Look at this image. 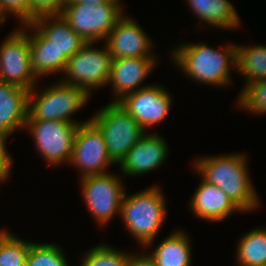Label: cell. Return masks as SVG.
<instances>
[{
	"instance_id": "1",
	"label": "cell",
	"mask_w": 266,
	"mask_h": 266,
	"mask_svg": "<svg viewBox=\"0 0 266 266\" xmlns=\"http://www.w3.org/2000/svg\"><path fill=\"white\" fill-rule=\"evenodd\" d=\"M246 159V154L235 153L204 157L194 163L202 179L221 188L242 212L252 211L259 206Z\"/></svg>"
},
{
	"instance_id": "2",
	"label": "cell",
	"mask_w": 266,
	"mask_h": 266,
	"mask_svg": "<svg viewBox=\"0 0 266 266\" xmlns=\"http://www.w3.org/2000/svg\"><path fill=\"white\" fill-rule=\"evenodd\" d=\"M236 46L227 44L219 51L206 43H186L175 47L172 57L190 79L225 87L231 81L230 66L236 69Z\"/></svg>"
},
{
	"instance_id": "3",
	"label": "cell",
	"mask_w": 266,
	"mask_h": 266,
	"mask_svg": "<svg viewBox=\"0 0 266 266\" xmlns=\"http://www.w3.org/2000/svg\"><path fill=\"white\" fill-rule=\"evenodd\" d=\"M166 200L162 190L152 186L127 196H123L120 217L126 229L144 246L152 245L166 215Z\"/></svg>"
},
{
	"instance_id": "4",
	"label": "cell",
	"mask_w": 266,
	"mask_h": 266,
	"mask_svg": "<svg viewBox=\"0 0 266 266\" xmlns=\"http://www.w3.org/2000/svg\"><path fill=\"white\" fill-rule=\"evenodd\" d=\"M34 90L35 87L29 92L27 120H59L82 124L74 121L71 115L89 100L90 95L84 89L60 80L57 84L44 88L40 94Z\"/></svg>"
},
{
	"instance_id": "5",
	"label": "cell",
	"mask_w": 266,
	"mask_h": 266,
	"mask_svg": "<svg viewBox=\"0 0 266 266\" xmlns=\"http://www.w3.org/2000/svg\"><path fill=\"white\" fill-rule=\"evenodd\" d=\"M90 120L102 132L109 157L116 164L122 161L127 152L146 133L118 102L104 106Z\"/></svg>"
},
{
	"instance_id": "6",
	"label": "cell",
	"mask_w": 266,
	"mask_h": 266,
	"mask_svg": "<svg viewBox=\"0 0 266 266\" xmlns=\"http://www.w3.org/2000/svg\"><path fill=\"white\" fill-rule=\"evenodd\" d=\"M59 14L87 43L106 39L123 16L120 3L65 4Z\"/></svg>"
},
{
	"instance_id": "7",
	"label": "cell",
	"mask_w": 266,
	"mask_h": 266,
	"mask_svg": "<svg viewBox=\"0 0 266 266\" xmlns=\"http://www.w3.org/2000/svg\"><path fill=\"white\" fill-rule=\"evenodd\" d=\"M94 43H87L81 50L68 58L61 79L66 84H71L84 89L89 95L93 88L108 84L113 57L107 45L104 49L92 47ZM100 49V50H99Z\"/></svg>"
},
{
	"instance_id": "8",
	"label": "cell",
	"mask_w": 266,
	"mask_h": 266,
	"mask_svg": "<svg viewBox=\"0 0 266 266\" xmlns=\"http://www.w3.org/2000/svg\"><path fill=\"white\" fill-rule=\"evenodd\" d=\"M78 126L59 120H27L24 129L35 139L40 156L48 164L56 166L66 162L69 164Z\"/></svg>"
},
{
	"instance_id": "9",
	"label": "cell",
	"mask_w": 266,
	"mask_h": 266,
	"mask_svg": "<svg viewBox=\"0 0 266 266\" xmlns=\"http://www.w3.org/2000/svg\"><path fill=\"white\" fill-rule=\"evenodd\" d=\"M81 185L87 210L100 226L110 221L113 215L120 214L125 192L117 175L105 173L86 176L81 178Z\"/></svg>"
},
{
	"instance_id": "10",
	"label": "cell",
	"mask_w": 266,
	"mask_h": 266,
	"mask_svg": "<svg viewBox=\"0 0 266 266\" xmlns=\"http://www.w3.org/2000/svg\"><path fill=\"white\" fill-rule=\"evenodd\" d=\"M69 163L82 171L81 178L108 173L107 167L115 164L109 157L102 132L90 119L77 128Z\"/></svg>"
},
{
	"instance_id": "11",
	"label": "cell",
	"mask_w": 266,
	"mask_h": 266,
	"mask_svg": "<svg viewBox=\"0 0 266 266\" xmlns=\"http://www.w3.org/2000/svg\"><path fill=\"white\" fill-rule=\"evenodd\" d=\"M14 30L0 46L3 82L31 90L36 85V75L32 71L30 60L29 34L26 29Z\"/></svg>"
},
{
	"instance_id": "12",
	"label": "cell",
	"mask_w": 266,
	"mask_h": 266,
	"mask_svg": "<svg viewBox=\"0 0 266 266\" xmlns=\"http://www.w3.org/2000/svg\"><path fill=\"white\" fill-rule=\"evenodd\" d=\"M171 99V95L165 88L149 84L126 95L118 103L146 132V128L154 126L166 118L172 105Z\"/></svg>"
},
{
	"instance_id": "13",
	"label": "cell",
	"mask_w": 266,
	"mask_h": 266,
	"mask_svg": "<svg viewBox=\"0 0 266 266\" xmlns=\"http://www.w3.org/2000/svg\"><path fill=\"white\" fill-rule=\"evenodd\" d=\"M130 17L122 16L107 36L105 44L113 59L155 57L151 54V39Z\"/></svg>"
},
{
	"instance_id": "14",
	"label": "cell",
	"mask_w": 266,
	"mask_h": 266,
	"mask_svg": "<svg viewBox=\"0 0 266 266\" xmlns=\"http://www.w3.org/2000/svg\"><path fill=\"white\" fill-rule=\"evenodd\" d=\"M167 148L162 136L146 132L119 163L121 173L139 176L157 169L168 158Z\"/></svg>"
},
{
	"instance_id": "15",
	"label": "cell",
	"mask_w": 266,
	"mask_h": 266,
	"mask_svg": "<svg viewBox=\"0 0 266 266\" xmlns=\"http://www.w3.org/2000/svg\"><path fill=\"white\" fill-rule=\"evenodd\" d=\"M156 62H158L156 57L113 59L108 80L114 91L112 94L115 96V100L112 102H119L126 95L144 88L143 86L140 87V84L147 78L148 73L155 68Z\"/></svg>"
},
{
	"instance_id": "16",
	"label": "cell",
	"mask_w": 266,
	"mask_h": 266,
	"mask_svg": "<svg viewBox=\"0 0 266 266\" xmlns=\"http://www.w3.org/2000/svg\"><path fill=\"white\" fill-rule=\"evenodd\" d=\"M189 205L194 215L214 222L222 221L236 211L242 212L221 188L205 180L199 184Z\"/></svg>"
},
{
	"instance_id": "17",
	"label": "cell",
	"mask_w": 266,
	"mask_h": 266,
	"mask_svg": "<svg viewBox=\"0 0 266 266\" xmlns=\"http://www.w3.org/2000/svg\"><path fill=\"white\" fill-rule=\"evenodd\" d=\"M29 33L30 60L36 77L64 73L68 58L32 22L23 24Z\"/></svg>"
},
{
	"instance_id": "18",
	"label": "cell",
	"mask_w": 266,
	"mask_h": 266,
	"mask_svg": "<svg viewBox=\"0 0 266 266\" xmlns=\"http://www.w3.org/2000/svg\"><path fill=\"white\" fill-rule=\"evenodd\" d=\"M29 90L7 82H0V131L10 136L25 127L28 117Z\"/></svg>"
},
{
	"instance_id": "19",
	"label": "cell",
	"mask_w": 266,
	"mask_h": 266,
	"mask_svg": "<svg viewBox=\"0 0 266 266\" xmlns=\"http://www.w3.org/2000/svg\"><path fill=\"white\" fill-rule=\"evenodd\" d=\"M32 23L53 43L60 53L71 58L87 42L77 34L60 14H43Z\"/></svg>"
},
{
	"instance_id": "20",
	"label": "cell",
	"mask_w": 266,
	"mask_h": 266,
	"mask_svg": "<svg viewBox=\"0 0 266 266\" xmlns=\"http://www.w3.org/2000/svg\"><path fill=\"white\" fill-rule=\"evenodd\" d=\"M195 16L201 21L219 28H238L240 18L228 0H187Z\"/></svg>"
},
{
	"instance_id": "21",
	"label": "cell",
	"mask_w": 266,
	"mask_h": 266,
	"mask_svg": "<svg viewBox=\"0 0 266 266\" xmlns=\"http://www.w3.org/2000/svg\"><path fill=\"white\" fill-rule=\"evenodd\" d=\"M190 238L184 231H174L149 254L156 266H190Z\"/></svg>"
},
{
	"instance_id": "22",
	"label": "cell",
	"mask_w": 266,
	"mask_h": 266,
	"mask_svg": "<svg viewBox=\"0 0 266 266\" xmlns=\"http://www.w3.org/2000/svg\"><path fill=\"white\" fill-rule=\"evenodd\" d=\"M236 70L246 78V84L266 80V46H236Z\"/></svg>"
},
{
	"instance_id": "23",
	"label": "cell",
	"mask_w": 266,
	"mask_h": 266,
	"mask_svg": "<svg viewBox=\"0 0 266 266\" xmlns=\"http://www.w3.org/2000/svg\"><path fill=\"white\" fill-rule=\"evenodd\" d=\"M236 252L239 266L266 265V228L247 232L239 239Z\"/></svg>"
},
{
	"instance_id": "24",
	"label": "cell",
	"mask_w": 266,
	"mask_h": 266,
	"mask_svg": "<svg viewBox=\"0 0 266 266\" xmlns=\"http://www.w3.org/2000/svg\"><path fill=\"white\" fill-rule=\"evenodd\" d=\"M32 242L21 240L12 232L0 230V266H23Z\"/></svg>"
},
{
	"instance_id": "25",
	"label": "cell",
	"mask_w": 266,
	"mask_h": 266,
	"mask_svg": "<svg viewBox=\"0 0 266 266\" xmlns=\"http://www.w3.org/2000/svg\"><path fill=\"white\" fill-rule=\"evenodd\" d=\"M82 259L81 266H128L130 255L101 244L88 250Z\"/></svg>"
},
{
	"instance_id": "26",
	"label": "cell",
	"mask_w": 266,
	"mask_h": 266,
	"mask_svg": "<svg viewBox=\"0 0 266 266\" xmlns=\"http://www.w3.org/2000/svg\"><path fill=\"white\" fill-rule=\"evenodd\" d=\"M27 264L29 266H69L61 247L52 243H31Z\"/></svg>"
},
{
	"instance_id": "27",
	"label": "cell",
	"mask_w": 266,
	"mask_h": 266,
	"mask_svg": "<svg viewBox=\"0 0 266 266\" xmlns=\"http://www.w3.org/2000/svg\"><path fill=\"white\" fill-rule=\"evenodd\" d=\"M240 108L255 114L266 113V80L245 84L238 96Z\"/></svg>"
},
{
	"instance_id": "28",
	"label": "cell",
	"mask_w": 266,
	"mask_h": 266,
	"mask_svg": "<svg viewBox=\"0 0 266 266\" xmlns=\"http://www.w3.org/2000/svg\"><path fill=\"white\" fill-rule=\"evenodd\" d=\"M66 0H30V22L43 14H59Z\"/></svg>"
},
{
	"instance_id": "29",
	"label": "cell",
	"mask_w": 266,
	"mask_h": 266,
	"mask_svg": "<svg viewBox=\"0 0 266 266\" xmlns=\"http://www.w3.org/2000/svg\"><path fill=\"white\" fill-rule=\"evenodd\" d=\"M2 11L13 14L23 24L30 23V0H0Z\"/></svg>"
},
{
	"instance_id": "30",
	"label": "cell",
	"mask_w": 266,
	"mask_h": 266,
	"mask_svg": "<svg viewBox=\"0 0 266 266\" xmlns=\"http://www.w3.org/2000/svg\"><path fill=\"white\" fill-rule=\"evenodd\" d=\"M8 135L0 131V183L4 182L6 178H9L11 171V165L13 163L12 156L8 154L5 141Z\"/></svg>"
},
{
	"instance_id": "31",
	"label": "cell",
	"mask_w": 266,
	"mask_h": 266,
	"mask_svg": "<svg viewBox=\"0 0 266 266\" xmlns=\"http://www.w3.org/2000/svg\"><path fill=\"white\" fill-rule=\"evenodd\" d=\"M128 266H156V263L148 253L143 255L130 254Z\"/></svg>"
},
{
	"instance_id": "32",
	"label": "cell",
	"mask_w": 266,
	"mask_h": 266,
	"mask_svg": "<svg viewBox=\"0 0 266 266\" xmlns=\"http://www.w3.org/2000/svg\"><path fill=\"white\" fill-rule=\"evenodd\" d=\"M73 3H89V4H99V3H119V0H66V4Z\"/></svg>"
},
{
	"instance_id": "33",
	"label": "cell",
	"mask_w": 266,
	"mask_h": 266,
	"mask_svg": "<svg viewBox=\"0 0 266 266\" xmlns=\"http://www.w3.org/2000/svg\"><path fill=\"white\" fill-rule=\"evenodd\" d=\"M6 18H7V14H5L2 11L1 6H0V23L5 22Z\"/></svg>"
},
{
	"instance_id": "34",
	"label": "cell",
	"mask_w": 266,
	"mask_h": 266,
	"mask_svg": "<svg viewBox=\"0 0 266 266\" xmlns=\"http://www.w3.org/2000/svg\"><path fill=\"white\" fill-rule=\"evenodd\" d=\"M1 71H2V65H1V59H0V82H2Z\"/></svg>"
}]
</instances>
